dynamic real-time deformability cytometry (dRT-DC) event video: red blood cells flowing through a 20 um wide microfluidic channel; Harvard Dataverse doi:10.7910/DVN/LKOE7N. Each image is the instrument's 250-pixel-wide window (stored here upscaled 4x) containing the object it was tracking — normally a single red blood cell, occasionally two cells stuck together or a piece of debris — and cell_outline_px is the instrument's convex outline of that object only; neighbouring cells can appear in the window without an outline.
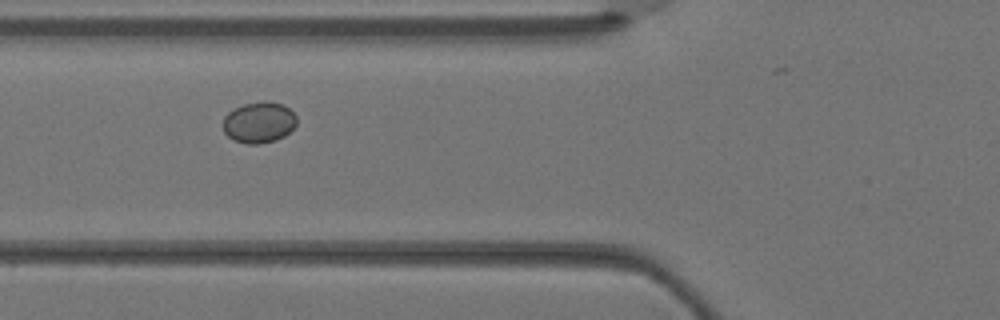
{"species": "Egyptian fruit bat (a non-hibernating species)", "species_latin": "Rousettus aegyptiacus", "temperature_condition": "warm", "stored_images_in_passage": 6, "camera_frame_rate_fps": 3000, "um_per_image_px": 0.085, "animal": {"sex": "female"}, "frame": {"image": 1, "passage_image": 5, "time_ms": 1.333, "image_size_px": [1000, 320], "cell_outline_px": [[296, 124], [284, 136], [276, 140], [260, 144], [248, 144], [232, 140], [224, 132], [224, 116], [232, 108], [244, 104], [264, 100], [284, 104], [296, 116]], "centroid_in_image_um": [22.0, 10.39], "position_along_channel_um": 103.8, "area_um2": 17.74}}
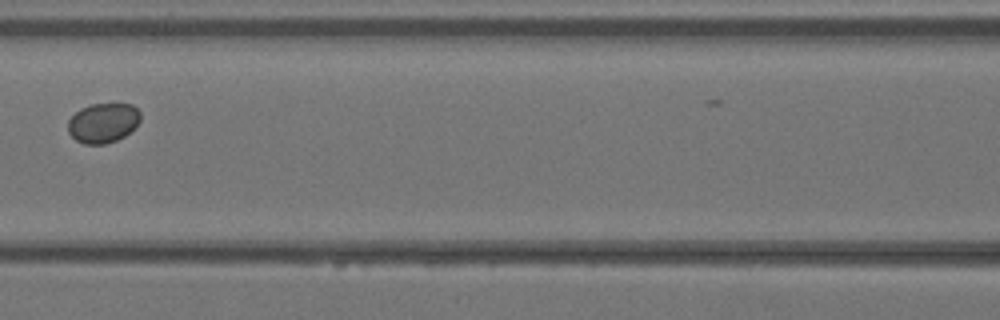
{"frame": {"image": 2, "passage_image": 6, "time_ms": 1.667, "image_size_px": [1000, 320], "cell_outline_px": [[140, 120], [124, 136], [116, 140], [104, 144], [84, 144], [76, 140], [68, 132], [68, 120], [80, 108], [92, 104], [132, 104], [140, 112]], "centroid_in_image_um": [8.73, 10.44], "position_along_channel_um": 157.9, "area_um2": 16.59}}